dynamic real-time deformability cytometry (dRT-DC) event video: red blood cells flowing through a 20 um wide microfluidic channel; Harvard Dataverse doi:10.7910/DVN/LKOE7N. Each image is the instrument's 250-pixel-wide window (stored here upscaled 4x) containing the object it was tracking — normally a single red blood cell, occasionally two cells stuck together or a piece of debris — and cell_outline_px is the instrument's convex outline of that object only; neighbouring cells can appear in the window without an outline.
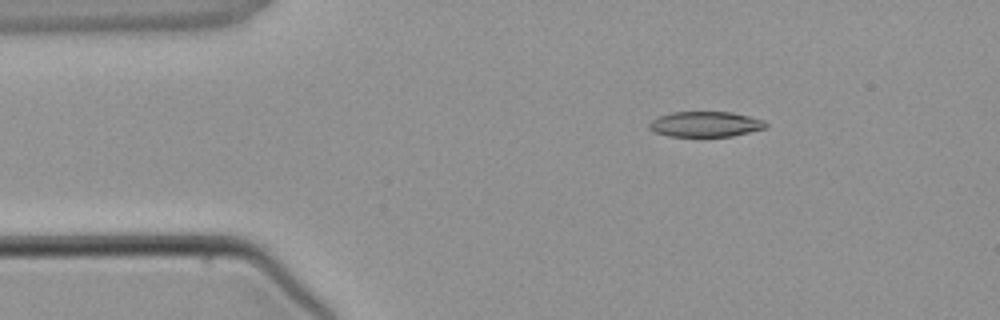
{"species": "common noctule bat (a hibernating species)", "species_latin": "Nyctalus noctula", "temperature_condition": "warm", "stored_images_in_passage": 2, "camera_frame_rate_fps": 3000, "um_per_image_px": 0.085, "animal": {"sex": "male", "body_mass_g": 21.5, "forearm_length_mm": 52.0}, "frame": {"image": 1, "passage_image": 1, "time_ms": 0.0, "image_size_px": [1000, 320], "cell_outline_px": [[768, 128], [732, 136], [668, 136], [656, 132], [648, 128], [648, 124], [652, 120], [660, 116], [672, 112], [732, 112], [764, 120], [768, 124]], "centroid_in_image_um": [59.99, 10.55], "position_along_channel_um": 25.0, "area_um2": 17.22}}